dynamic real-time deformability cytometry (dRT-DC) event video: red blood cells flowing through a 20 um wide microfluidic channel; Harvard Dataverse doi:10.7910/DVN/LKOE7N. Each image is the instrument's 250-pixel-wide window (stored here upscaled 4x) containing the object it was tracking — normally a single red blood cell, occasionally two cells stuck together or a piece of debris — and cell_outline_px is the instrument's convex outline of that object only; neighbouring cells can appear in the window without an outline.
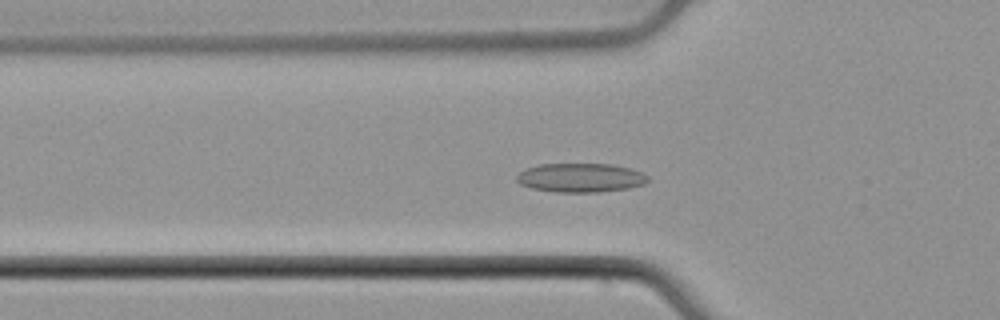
{"species": "common noctule bat (a hibernating species)", "species_latin": "Nyctalus noctula", "temperature_condition": "cold", "stored_images_in_passage": 48, "camera_frame_rate_fps": 3000, "um_per_image_px": 0.085, "animal": {"sex": "male", "body_mass_g": 21.5, "forearm_length_mm": 52.0}, "frame": {"image": 1, "passage_image": 13, "time_ms": 4.0, "image_size_px": [1000, 320], "cell_outline_px": [[648, 180], [644, 184], [628, 188], [596, 192], [556, 192], [532, 188], [520, 184], [516, 180], [516, 176], [520, 172], [528, 168], [540, 164], [612, 164], [632, 168], [644, 172], [648, 176]], "centroid_in_image_um": [49.38, 15.1], "position_along_channel_um": 76.4, "area_um2": 22.2}}
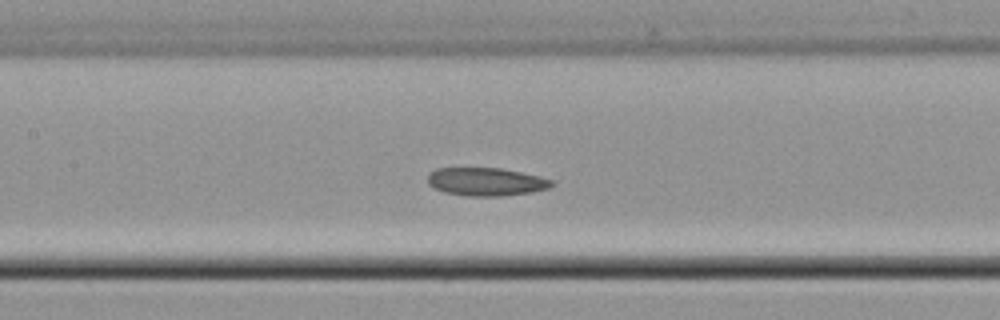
{"frame": {"image": 2, "passage_image": 20, "time_ms": 6.333, "image_size_px": [1000, 320], "cell_outline_px": [[556, 184], [548, 188], [532, 192], [500, 196], [468, 196], [444, 192], [432, 188], [428, 184], [428, 176], [436, 168], [500, 168], [540, 176], [552, 180]], "centroid_in_image_um": [41.32, 15.45], "position_along_channel_um": 166.1, "area_um2": 20.35}}
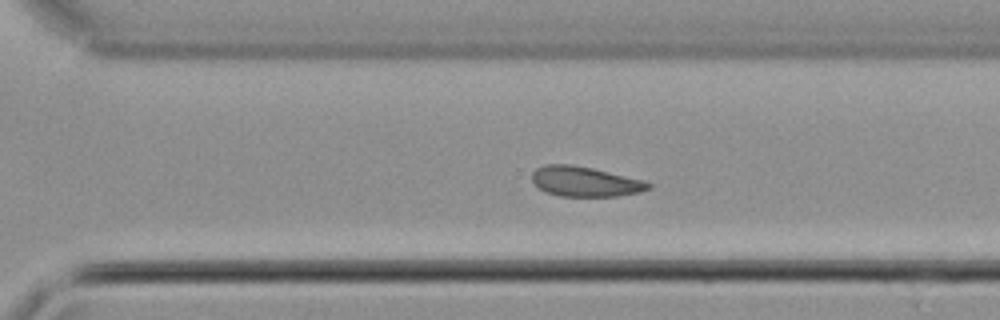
{"frame": {"image": 3, "passage_image": 32, "time_ms": 10.333, "image_size_px": [1000, 320], "cell_outline_px": [[652, 188], [640, 192], [616, 196], [560, 196], [544, 192], [532, 180], [532, 172], [536, 168], [544, 164], [572, 164], [592, 168], [644, 180], [652, 184]], "centroid_in_image_um": [49.73, 15.43], "position_along_channel_um": 320.9, "area_um2": 20.4}}